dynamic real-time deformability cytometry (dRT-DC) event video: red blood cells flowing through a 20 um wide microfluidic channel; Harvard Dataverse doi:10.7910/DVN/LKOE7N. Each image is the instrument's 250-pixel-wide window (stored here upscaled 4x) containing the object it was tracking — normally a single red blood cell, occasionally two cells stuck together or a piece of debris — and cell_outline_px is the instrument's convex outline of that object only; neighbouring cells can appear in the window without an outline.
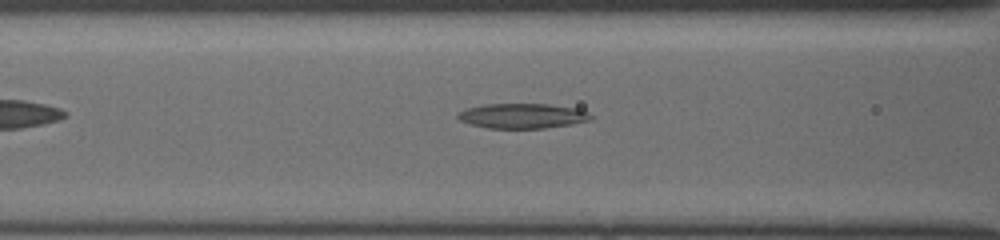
{"species": "common noctule bat (a hibernating species)", "species_latin": "Nyctalus noctula", "temperature_condition": "cold", "stored_images_in_passage": 39, "segment_of_instrument_passage": [1, 2], "camera_frame_rate_fps": 3000, "um_per_image_px": 0.085, "animal": {"sex": "female", "body_mass_g": 19.5, "forearm_length_mm": 54.1}, "frame": {"image": 1, "passage_image": 10, "time_ms": 3.0, "image_size_px": [1000, 240], "cell_outline_px": [[592, 120], [572, 124], [544, 128], [488, 128], [472, 124], [460, 120], [456, 116], [456, 112], [468, 108], [484, 104], [552, 104], [576, 108], [588, 112], [592, 116]], "centroid_in_image_um": [44.42, 9.84], "position_along_channel_um": 122.2, "area_um2": 19.36}}
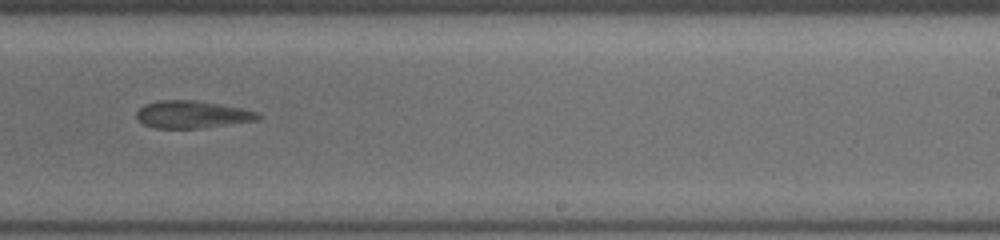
{"frame": {"image": 2, "passage_image": 21, "time_ms": 6.667, "image_size_px": [1000, 240], "cell_outline_px": [[260, 116], [256, 120], [200, 128], [156, 128], [144, 124], [136, 116], [136, 112], [144, 104], [156, 100], [196, 100], [220, 104], [240, 108], [256, 112]], "centroid_in_image_um": [16.27, 9.72], "position_along_channel_um": 272.7, "area_um2": 19.13}}
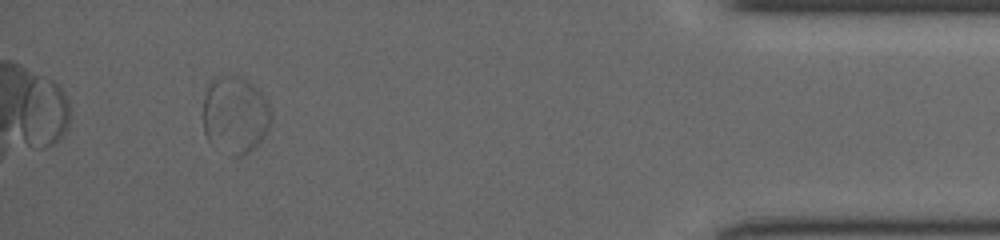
{"frame": {"image": 3, "passage_image": 35, "time_ms": 11.333, "image_size_px": [1000, 240], "cell_outline_px": [[272, 116], [268, 128], [260, 140], [244, 156], [236, 156], [208, 140], [204, 132], [204, 96], [212, 80], [220, 76], [232, 72], [248, 80], [260, 88], [272, 112]], "centroid_in_image_um": [20.01, 9.68], "position_along_channel_um": 415.2, "area_um2": 30.52}}